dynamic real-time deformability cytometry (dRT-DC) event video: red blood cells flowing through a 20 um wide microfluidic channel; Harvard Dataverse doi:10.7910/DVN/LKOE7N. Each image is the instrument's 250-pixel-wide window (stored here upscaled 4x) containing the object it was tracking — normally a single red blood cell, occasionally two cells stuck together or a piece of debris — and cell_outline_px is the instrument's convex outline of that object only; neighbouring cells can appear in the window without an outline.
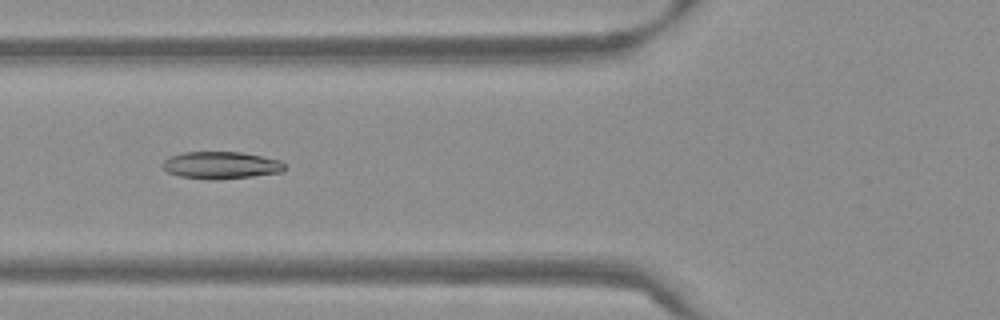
{"species": "Egyptian fruit bat (a non-hibernating species)", "species_latin": "Rousettus aegyptiacus", "temperature_condition": "warm", "stored_images_in_passage": 54, "camera_frame_rate_fps": 3000, "um_per_image_px": 0.085, "frame": {"image": 1, "passage_image": 21, "time_ms": 6.667, "image_size_px": [1000, 320], "cell_outline_px": [[288, 168], [284, 172], [252, 176], [216, 180], [208, 180], [180, 176], [168, 172], [160, 164], [168, 156], [184, 152], [240, 152], [280, 160], [288, 164]], "centroid_in_image_um": [18.82, 14.05], "position_along_channel_um": 107.0, "area_um2": 19.65}}
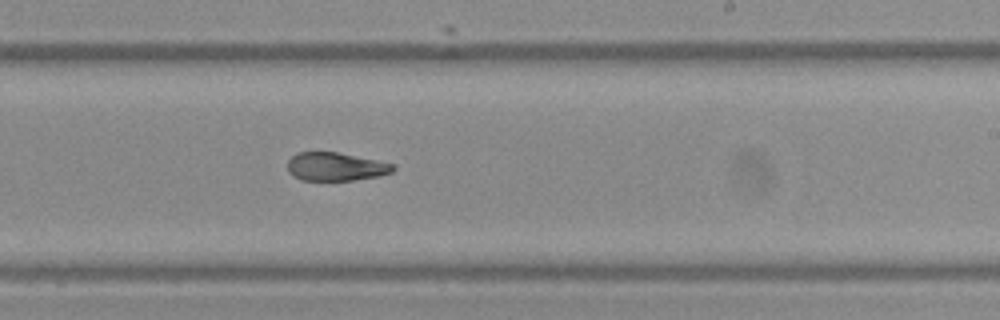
{"frame": {"image": 2, "passage_image": 33, "time_ms": 10.667, "image_size_px": [1000, 320], "cell_outline_px": [[396, 168], [392, 172], [380, 176], [352, 180], [300, 180], [292, 176], [288, 172], [288, 160], [296, 152], [336, 152], [376, 160], [392, 164]], "centroid_in_image_um": [28.5, 14.17], "position_along_channel_um": 260.5, "area_um2": 17.4}}
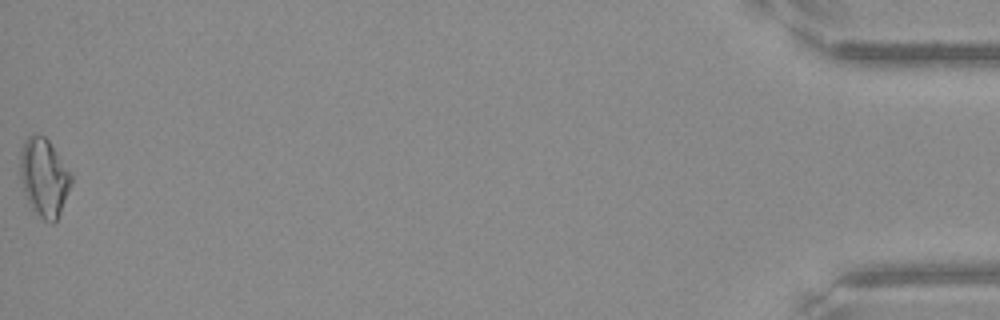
{"frame": {"image": 3, "passage_image": 54, "time_ms": 17.667, "image_size_px": [1000, 320], "cell_outline_px": [[72, 184], [60, 212], [56, 220], [52, 224], [44, 220], [32, 208], [24, 192], [20, 176], [20, 152], [24, 140], [32, 132], [44, 136], [48, 140], [72, 176]], "centroid_in_image_um": [3.73, 15.06], "position_along_channel_um": 431.5, "area_um2": 23.0}, "authors_computed_cell_mechanics": {"area_um2": 19.5653, "velocity_mm_per_s": 3.8269, "shape_relaxation_time_tau1_ms": 10.7264, "shape_relaxation_time_tau2_ms": 1.9961, "deformation_change_tau1": 0.2575, "deformation_change_tau2": 0.0803}}